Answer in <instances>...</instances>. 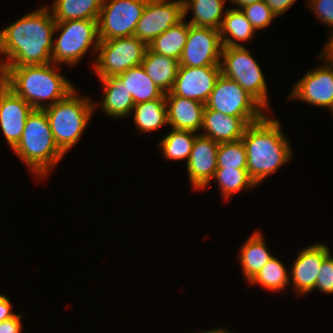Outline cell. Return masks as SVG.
Listing matches in <instances>:
<instances>
[{"label": "cell", "instance_id": "1", "mask_svg": "<svg viewBox=\"0 0 333 333\" xmlns=\"http://www.w3.org/2000/svg\"><path fill=\"white\" fill-rule=\"evenodd\" d=\"M55 27L52 12L44 5L0 30V69L52 63Z\"/></svg>", "mask_w": 333, "mask_h": 333}, {"label": "cell", "instance_id": "2", "mask_svg": "<svg viewBox=\"0 0 333 333\" xmlns=\"http://www.w3.org/2000/svg\"><path fill=\"white\" fill-rule=\"evenodd\" d=\"M59 67L54 63L3 66L0 69V80L33 109L43 110L77 89L75 84L61 74Z\"/></svg>", "mask_w": 333, "mask_h": 333}, {"label": "cell", "instance_id": "3", "mask_svg": "<svg viewBox=\"0 0 333 333\" xmlns=\"http://www.w3.org/2000/svg\"><path fill=\"white\" fill-rule=\"evenodd\" d=\"M241 140L246 148L248 174L257 186L293 157L280 121L268 115L249 124Z\"/></svg>", "mask_w": 333, "mask_h": 333}, {"label": "cell", "instance_id": "4", "mask_svg": "<svg viewBox=\"0 0 333 333\" xmlns=\"http://www.w3.org/2000/svg\"><path fill=\"white\" fill-rule=\"evenodd\" d=\"M20 161L39 180L47 178L65 154L57 146L44 110L28 115L22 137L13 148Z\"/></svg>", "mask_w": 333, "mask_h": 333}, {"label": "cell", "instance_id": "5", "mask_svg": "<svg viewBox=\"0 0 333 333\" xmlns=\"http://www.w3.org/2000/svg\"><path fill=\"white\" fill-rule=\"evenodd\" d=\"M77 93L78 89H75L66 98L43 109L54 140L64 154L81 140L82 134L95 113L93 100Z\"/></svg>", "mask_w": 333, "mask_h": 333}, {"label": "cell", "instance_id": "6", "mask_svg": "<svg viewBox=\"0 0 333 333\" xmlns=\"http://www.w3.org/2000/svg\"><path fill=\"white\" fill-rule=\"evenodd\" d=\"M51 53L52 63L73 67L87 52L97 54L99 46L98 20L79 19L56 22Z\"/></svg>", "mask_w": 333, "mask_h": 333}, {"label": "cell", "instance_id": "7", "mask_svg": "<svg viewBox=\"0 0 333 333\" xmlns=\"http://www.w3.org/2000/svg\"><path fill=\"white\" fill-rule=\"evenodd\" d=\"M221 74L236 81L269 111L268 86L261 65L246 46H223L220 60Z\"/></svg>", "mask_w": 333, "mask_h": 333}, {"label": "cell", "instance_id": "8", "mask_svg": "<svg viewBox=\"0 0 333 333\" xmlns=\"http://www.w3.org/2000/svg\"><path fill=\"white\" fill-rule=\"evenodd\" d=\"M148 45L136 36L99 41L97 56L92 63L98 78L117 76L141 65Z\"/></svg>", "mask_w": 333, "mask_h": 333}, {"label": "cell", "instance_id": "9", "mask_svg": "<svg viewBox=\"0 0 333 333\" xmlns=\"http://www.w3.org/2000/svg\"><path fill=\"white\" fill-rule=\"evenodd\" d=\"M147 0H104L98 18L100 41L134 36Z\"/></svg>", "mask_w": 333, "mask_h": 333}, {"label": "cell", "instance_id": "10", "mask_svg": "<svg viewBox=\"0 0 333 333\" xmlns=\"http://www.w3.org/2000/svg\"><path fill=\"white\" fill-rule=\"evenodd\" d=\"M205 107L227 116L264 117L268 111L236 81L218 77Z\"/></svg>", "mask_w": 333, "mask_h": 333}, {"label": "cell", "instance_id": "11", "mask_svg": "<svg viewBox=\"0 0 333 333\" xmlns=\"http://www.w3.org/2000/svg\"><path fill=\"white\" fill-rule=\"evenodd\" d=\"M184 19L183 0H147L134 36L149 45Z\"/></svg>", "mask_w": 333, "mask_h": 333}, {"label": "cell", "instance_id": "12", "mask_svg": "<svg viewBox=\"0 0 333 333\" xmlns=\"http://www.w3.org/2000/svg\"><path fill=\"white\" fill-rule=\"evenodd\" d=\"M322 66L308 69L293 85L288 100H299L318 108L333 109V63L321 58Z\"/></svg>", "mask_w": 333, "mask_h": 333}, {"label": "cell", "instance_id": "13", "mask_svg": "<svg viewBox=\"0 0 333 333\" xmlns=\"http://www.w3.org/2000/svg\"><path fill=\"white\" fill-rule=\"evenodd\" d=\"M222 41L219 30L189 24V34L184 46L180 66H220Z\"/></svg>", "mask_w": 333, "mask_h": 333}, {"label": "cell", "instance_id": "14", "mask_svg": "<svg viewBox=\"0 0 333 333\" xmlns=\"http://www.w3.org/2000/svg\"><path fill=\"white\" fill-rule=\"evenodd\" d=\"M331 253L327 244H311L296 255L290 272V285L297 297L315 291V284L323 260Z\"/></svg>", "mask_w": 333, "mask_h": 333}, {"label": "cell", "instance_id": "15", "mask_svg": "<svg viewBox=\"0 0 333 333\" xmlns=\"http://www.w3.org/2000/svg\"><path fill=\"white\" fill-rule=\"evenodd\" d=\"M220 66H180L171 92L188 99L206 103L218 77Z\"/></svg>", "mask_w": 333, "mask_h": 333}, {"label": "cell", "instance_id": "16", "mask_svg": "<svg viewBox=\"0 0 333 333\" xmlns=\"http://www.w3.org/2000/svg\"><path fill=\"white\" fill-rule=\"evenodd\" d=\"M33 108L0 80V129L13 149L20 141L26 119Z\"/></svg>", "mask_w": 333, "mask_h": 333}, {"label": "cell", "instance_id": "17", "mask_svg": "<svg viewBox=\"0 0 333 333\" xmlns=\"http://www.w3.org/2000/svg\"><path fill=\"white\" fill-rule=\"evenodd\" d=\"M218 147L219 143L208 137H196L186 166L192 189L201 191L209 186L217 169Z\"/></svg>", "mask_w": 333, "mask_h": 333}, {"label": "cell", "instance_id": "18", "mask_svg": "<svg viewBox=\"0 0 333 333\" xmlns=\"http://www.w3.org/2000/svg\"><path fill=\"white\" fill-rule=\"evenodd\" d=\"M262 118L227 116L205 107L200 135L218 143L238 141L243 137L249 124Z\"/></svg>", "mask_w": 333, "mask_h": 333}, {"label": "cell", "instance_id": "19", "mask_svg": "<svg viewBox=\"0 0 333 333\" xmlns=\"http://www.w3.org/2000/svg\"><path fill=\"white\" fill-rule=\"evenodd\" d=\"M167 125L172 129L199 133L203 123L205 104L172 92L166 93ZM199 131V132H198Z\"/></svg>", "mask_w": 333, "mask_h": 333}, {"label": "cell", "instance_id": "20", "mask_svg": "<svg viewBox=\"0 0 333 333\" xmlns=\"http://www.w3.org/2000/svg\"><path fill=\"white\" fill-rule=\"evenodd\" d=\"M98 80L101 86L103 85V98L100 103H94L95 111L100 107L101 112L114 119L130 116L135 103L121 80L117 76L98 78Z\"/></svg>", "mask_w": 333, "mask_h": 333}, {"label": "cell", "instance_id": "21", "mask_svg": "<svg viewBox=\"0 0 333 333\" xmlns=\"http://www.w3.org/2000/svg\"><path fill=\"white\" fill-rule=\"evenodd\" d=\"M262 231L253 232L239 250V263L248 283L274 256L266 246Z\"/></svg>", "mask_w": 333, "mask_h": 333}, {"label": "cell", "instance_id": "22", "mask_svg": "<svg viewBox=\"0 0 333 333\" xmlns=\"http://www.w3.org/2000/svg\"><path fill=\"white\" fill-rule=\"evenodd\" d=\"M141 65L164 94L171 92L177 77L179 60L157 54L147 48Z\"/></svg>", "mask_w": 333, "mask_h": 333}, {"label": "cell", "instance_id": "23", "mask_svg": "<svg viewBox=\"0 0 333 333\" xmlns=\"http://www.w3.org/2000/svg\"><path fill=\"white\" fill-rule=\"evenodd\" d=\"M222 45L226 47L244 46L239 42L254 39L256 30L241 9L228 8L219 29Z\"/></svg>", "mask_w": 333, "mask_h": 333}, {"label": "cell", "instance_id": "24", "mask_svg": "<svg viewBox=\"0 0 333 333\" xmlns=\"http://www.w3.org/2000/svg\"><path fill=\"white\" fill-rule=\"evenodd\" d=\"M229 0H183L184 18L192 10L193 17L187 23L197 27L219 30L225 16Z\"/></svg>", "mask_w": 333, "mask_h": 333}, {"label": "cell", "instance_id": "25", "mask_svg": "<svg viewBox=\"0 0 333 333\" xmlns=\"http://www.w3.org/2000/svg\"><path fill=\"white\" fill-rule=\"evenodd\" d=\"M128 92L131 94L135 104L153 101L161 98L164 93L147 75L142 65L128 69L117 75Z\"/></svg>", "mask_w": 333, "mask_h": 333}, {"label": "cell", "instance_id": "26", "mask_svg": "<svg viewBox=\"0 0 333 333\" xmlns=\"http://www.w3.org/2000/svg\"><path fill=\"white\" fill-rule=\"evenodd\" d=\"M104 0H54L49 9L56 22L98 20Z\"/></svg>", "mask_w": 333, "mask_h": 333}, {"label": "cell", "instance_id": "27", "mask_svg": "<svg viewBox=\"0 0 333 333\" xmlns=\"http://www.w3.org/2000/svg\"><path fill=\"white\" fill-rule=\"evenodd\" d=\"M134 112V113H133ZM133 122L140 133H149L167 125L165 94L156 100L135 104L132 109Z\"/></svg>", "mask_w": 333, "mask_h": 333}, {"label": "cell", "instance_id": "28", "mask_svg": "<svg viewBox=\"0 0 333 333\" xmlns=\"http://www.w3.org/2000/svg\"><path fill=\"white\" fill-rule=\"evenodd\" d=\"M188 34L189 24L184 18L178 24L171 26L167 31L157 36L148 45V48L157 54L180 60Z\"/></svg>", "mask_w": 333, "mask_h": 333}, {"label": "cell", "instance_id": "29", "mask_svg": "<svg viewBox=\"0 0 333 333\" xmlns=\"http://www.w3.org/2000/svg\"><path fill=\"white\" fill-rule=\"evenodd\" d=\"M277 257H273L267 264L248 282L250 285H260L269 292L284 291L290 286V272L285 264Z\"/></svg>", "mask_w": 333, "mask_h": 333}, {"label": "cell", "instance_id": "30", "mask_svg": "<svg viewBox=\"0 0 333 333\" xmlns=\"http://www.w3.org/2000/svg\"><path fill=\"white\" fill-rule=\"evenodd\" d=\"M162 140L158 143L159 149L163 157L167 160H184L188 161L189 155L192 151L193 143L199 133L185 130H170Z\"/></svg>", "mask_w": 333, "mask_h": 333}, {"label": "cell", "instance_id": "31", "mask_svg": "<svg viewBox=\"0 0 333 333\" xmlns=\"http://www.w3.org/2000/svg\"><path fill=\"white\" fill-rule=\"evenodd\" d=\"M212 180L218 183L221 196L225 201L245 188L249 190L257 187L247 169L217 168Z\"/></svg>", "mask_w": 333, "mask_h": 333}, {"label": "cell", "instance_id": "32", "mask_svg": "<svg viewBox=\"0 0 333 333\" xmlns=\"http://www.w3.org/2000/svg\"><path fill=\"white\" fill-rule=\"evenodd\" d=\"M217 168L247 169V153L242 140L219 143Z\"/></svg>", "mask_w": 333, "mask_h": 333}, {"label": "cell", "instance_id": "33", "mask_svg": "<svg viewBox=\"0 0 333 333\" xmlns=\"http://www.w3.org/2000/svg\"><path fill=\"white\" fill-rule=\"evenodd\" d=\"M241 10L256 31L271 25L276 17L265 1L246 5Z\"/></svg>", "mask_w": 333, "mask_h": 333}, {"label": "cell", "instance_id": "34", "mask_svg": "<svg viewBox=\"0 0 333 333\" xmlns=\"http://www.w3.org/2000/svg\"><path fill=\"white\" fill-rule=\"evenodd\" d=\"M316 289L324 294H333V255L331 253L322 262L315 284Z\"/></svg>", "mask_w": 333, "mask_h": 333}, {"label": "cell", "instance_id": "35", "mask_svg": "<svg viewBox=\"0 0 333 333\" xmlns=\"http://www.w3.org/2000/svg\"><path fill=\"white\" fill-rule=\"evenodd\" d=\"M316 19L333 29V0H306Z\"/></svg>", "mask_w": 333, "mask_h": 333}, {"label": "cell", "instance_id": "36", "mask_svg": "<svg viewBox=\"0 0 333 333\" xmlns=\"http://www.w3.org/2000/svg\"><path fill=\"white\" fill-rule=\"evenodd\" d=\"M23 314H16L14 317L0 322V333H22Z\"/></svg>", "mask_w": 333, "mask_h": 333}, {"label": "cell", "instance_id": "37", "mask_svg": "<svg viewBox=\"0 0 333 333\" xmlns=\"http://www.w3.org/2000/svg\"><path fill=\"white\" fill-rule=\"evenodd\" d=\"M272 12L278 17L283 15L297 0H264Z\"/></svg>", "mask_w": 333, "mask_h": 333}, {"label": "cell", "instance_id": "38", "mask_svg": "<svg viewBox=\"0 0 333 333\" xmlns=\"http://www.w3.org/2000/svg\"><path fill=\"white\" fill-rule=\"evenodd\" d=\"M12 303L5 294H0V322L10 319L16 315L13 311Z\"/></svg>", "mask_w": 333, "mask_h": 333}, {"label": "cell", "instance_id": "39", "mask_svg": "<svg viewBox=\"0 0 333 333\" xmlns=\"http://www.w3.org/2000/svg\"><path fill=\"white\" fill-rule=\"evenodd\" d=\"M328 39L326 45L323 47L322 51L317 55L318 57L333 63V29L328 30Z\"/></svg>", "mask_w": 333, "mask_h": 333}, {"label": "cell", "instance_id": "40", "mask_svg": "<svg viewBox=\"0 0 333 333\" xmlns=\"http://www.w3.org/2000/svg\"><path fill=\"white\" fill-rule=\"evenodd\" d=\"M259 1H264V0H229V2H231V4H234L236 7V9H241L246 5L252 4V3H256Z\"/></svg>", "mask_w": 333, "mask_h": 333}, {"label": "cell", "instance_id": "41", "mask_svg": "<svg viewBox=\"0 0 333 333\" xmlns=\"http://www.w3.org/2000/svg\"><path fill=\"white\" fill-rule=\"evenodd\" d=\"M194 333H196V332H194ZM199 333H235V332H233V331L231 332V331L227 330V328L219 327V328H215V329L208 330V331L205 330V331H202Z\"/></svg>", "mask_w": 333, "mask_h": 333}]
</instances>
